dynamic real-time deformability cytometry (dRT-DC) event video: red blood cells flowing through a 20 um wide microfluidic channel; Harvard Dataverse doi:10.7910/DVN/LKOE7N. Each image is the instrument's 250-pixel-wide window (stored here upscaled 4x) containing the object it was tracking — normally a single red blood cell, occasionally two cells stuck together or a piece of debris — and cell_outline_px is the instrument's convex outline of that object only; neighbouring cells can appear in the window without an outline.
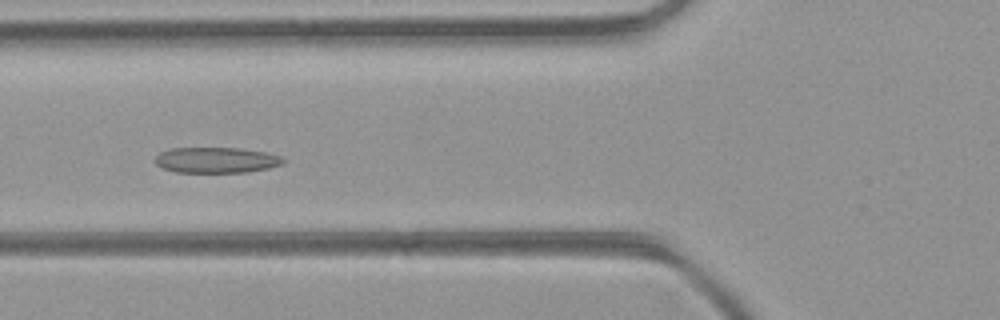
{"species": "common noctule bat (a hibernating species)", "species_latin": "Nyctalus noctula", "temperature_condition": "room temperature", "stored_images_in_passage": 38, "camera_frame_rate_fps": 3000, "um_per_image_px": 0.085, "animal": {"sex": "female", "body_mass_g": 21.9}, "frame": {"image": 1, "passage_image": 11, "time_ms": 3.333, "image_size_px": [1000, 320], "cell_outline_px": [[288, 160], [284, 164], [268, 168], [248, 172], [176, 172], [164, 168], [156, 164], [156, 156], [160, 152], [172, 148], [240, 148], [268, 152], [280, 156]], "centroid_in_image_um": [18.45, 13.6], "position_along_channel_um": 107.3, "area_um2": 19.25}}
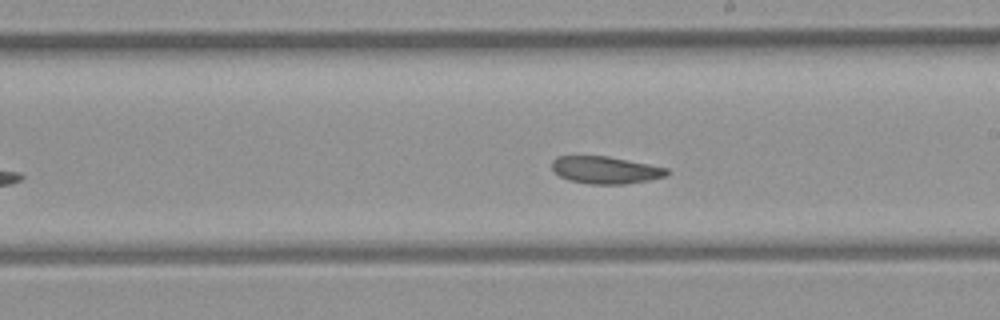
{"frame": {"image": 2, "passage_image": 20, "time_ms": 6.333, "image_size_px": [1000, 320], "cell_outline_px": [[668, 172], [664, 176], [648, 180], [624, 184], [588, 184], [568, 180], [560, 176], [552, 168], [552, 160], [556, 156], [608, 156], [668, 168]], "centroid_in_image_um": [51.43, 14.45], "position_along_channel_um": 237.6, "area_um2": 18.15}}
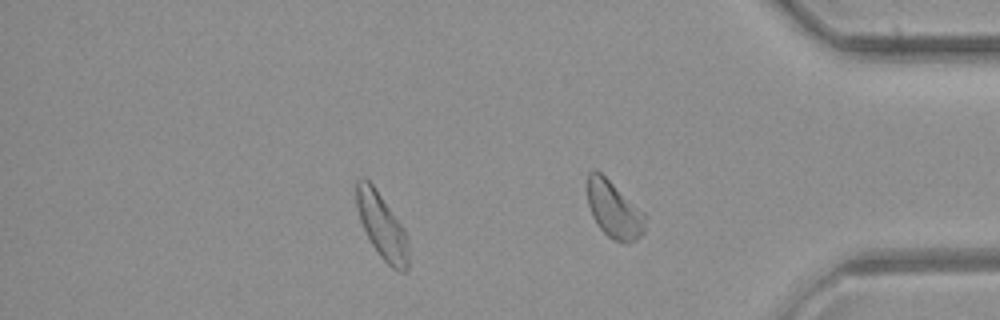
{"frame": {"image": 3, "passage_image": 31, "time_ms": 10.0, "image_size_px": [1000, 320], "cell_outline_px": [[408, 268], [404, 272], [400, 272], [392, 268], [380, 256], [372, 244], [360, 220], [356, 208], [356, 180], [360, 176], [368, 180], [372, 184], [404, 228], [408, 240]], "centroid_in_image_um": [32.46, 19.21], "position_along_channel_um": 402.7, "area_um2": 19.65}, "authors_computed_cell_mechanics": {"area_um2": 19.7676, "velocity_mm_per_s": 4.3257, "shape_relaxation_time_tau1_ms": null, "shape_relaxation_time_tau2_ms": 2.0043, "deformation_change_tau1": null, "deformation_change_tau2": 0.0661}}